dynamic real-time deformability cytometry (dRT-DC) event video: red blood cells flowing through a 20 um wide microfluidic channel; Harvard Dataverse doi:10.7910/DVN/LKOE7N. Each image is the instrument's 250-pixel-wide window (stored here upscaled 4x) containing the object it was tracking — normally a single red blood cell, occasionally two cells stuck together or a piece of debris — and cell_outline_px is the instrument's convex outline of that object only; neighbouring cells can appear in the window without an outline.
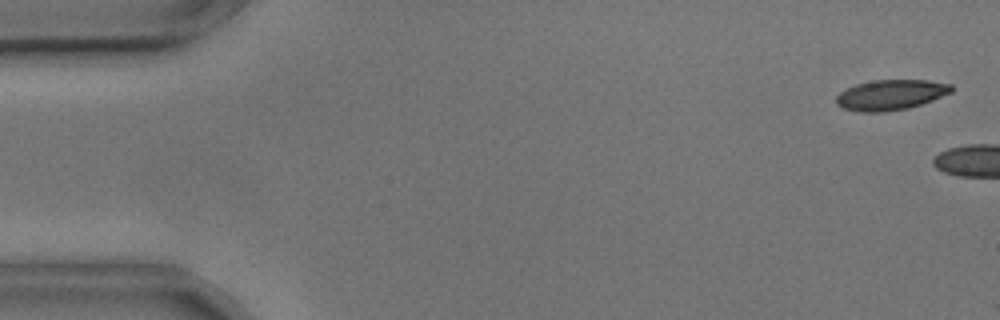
{"species": "common noctule bat (a hibernating species)", "species_latin": "Nyctalus noctula", "temperature_condition": "cold", "stored_images_in_passage": 2, "camera_frame_rate_fps": 3000, "um_per_image_px": 0.085, "animal": {"sex": "male", "body_mass_g": 17.9, "forearm_length_mm": 54.2}, "frame": {"image": 1, "passage_image": 1, "time_ms": 0.0, "image_size_px": [1000, 320], "cell_outline_px": [[952, 92], [932, 100], [908, 108], [884, 112], [860, 112], [844, 108], [836, 104], [836, 96], [840, 92], [856, 84], [872, 80], [928, 80], [952, 84]], "centroid_in_image_um": [75.71, 8.06], "position_along_channel_um": 9.3, "area_um2": 20.29}}